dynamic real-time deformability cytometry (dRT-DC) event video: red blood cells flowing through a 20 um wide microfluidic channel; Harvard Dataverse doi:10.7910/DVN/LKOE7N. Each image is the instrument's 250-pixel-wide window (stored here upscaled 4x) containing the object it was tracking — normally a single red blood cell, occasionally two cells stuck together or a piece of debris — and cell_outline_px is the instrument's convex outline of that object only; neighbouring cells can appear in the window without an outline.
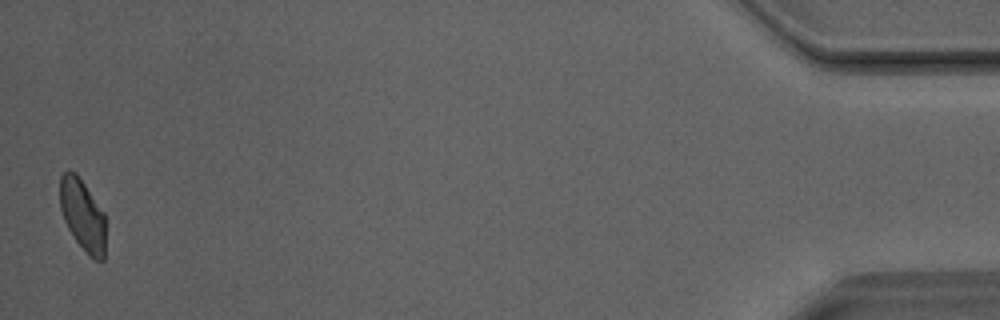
{"species": "Egyptian fruit bat (a non-hibernating species)", "species_latin": "Rousettus aegyptiacus", "temperature_condition": "room temperature", "stored_images_in_passage": 31, "camera_frame_rate_fps": 3000, "um_per_image_px": 0.085, "animal": {"sex": "male"}, "frame": {"image": 1, "passage_image": 31, "time_ms": 10.0, "image_size_px": [1000, 320], "cell_outline_px": [[104, 260], [92, 260], [88, 256], [76, 240], [68, 228], [64, 220], [60, 208], [60, 176], [68, 168], [76, 172], [104, 212]], "centroid_in_image_um": [7.0, 18.26], "position_along_channel_um": 428.2, "area_um2": 19.07}}